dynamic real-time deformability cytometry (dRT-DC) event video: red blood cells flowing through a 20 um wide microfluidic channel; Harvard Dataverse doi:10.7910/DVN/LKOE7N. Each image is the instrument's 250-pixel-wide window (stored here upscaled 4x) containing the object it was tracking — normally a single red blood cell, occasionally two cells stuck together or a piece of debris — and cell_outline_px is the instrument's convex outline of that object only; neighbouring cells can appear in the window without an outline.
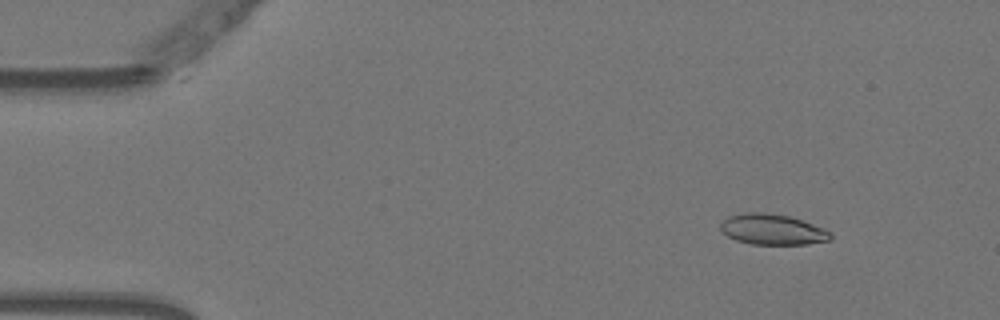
{"species": "Egyptian fruit bat (a non-hibernating species)", "species_latin": "Rousettus aegyptiacus", "temperature_condition": "warm", "stored_images_in_passage": 53, "camera_frame_rate_fps": 3000, "um_per_image_px": 0.085, "animal": {"sex": "female"}, "frame": {"image": 1, "passage_image": 5, "time_ms": 1.333, "image_size_px": [1000, 320], "cell_outline_px": [[832, 240], [808, 244], [752, 244], [736, 240], [728, 236], [720, 228], [720, 224], [728, 216], [744, 212], [764, 212], [788, 216], [824, 228], [832, 232]], "centroid_in_image_um": [65.68, 19.5], "position_along_channel_um": 19.3, "area_um2": 19.59}}
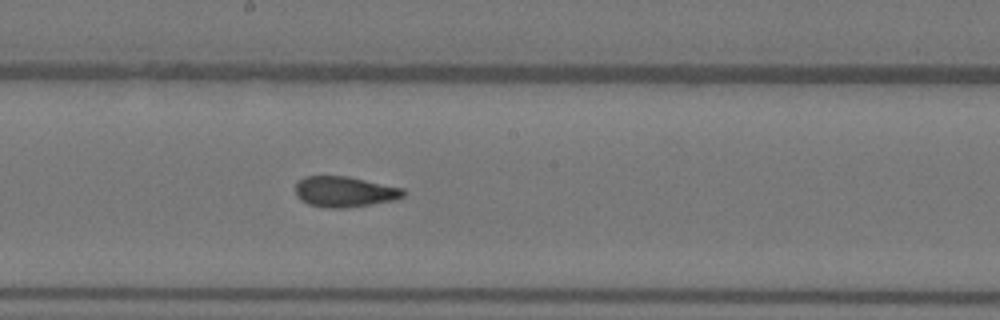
{"frame": {"image": 2, "passage_image": 28, "time_ms": 9.0, "image_size_px": [1000, 320], "cell_outline_px": [[404, 196], [396, 200], [348, 208], [324, 208], [308, 204], [300, 200], [296, 196], [296, 180], [304, 176], [348, 176], [404, 188]], "centroid_in_image_um": [29.27, 16.3], "position_along_channel_um": 218.9, "area_um2": 19.59}}
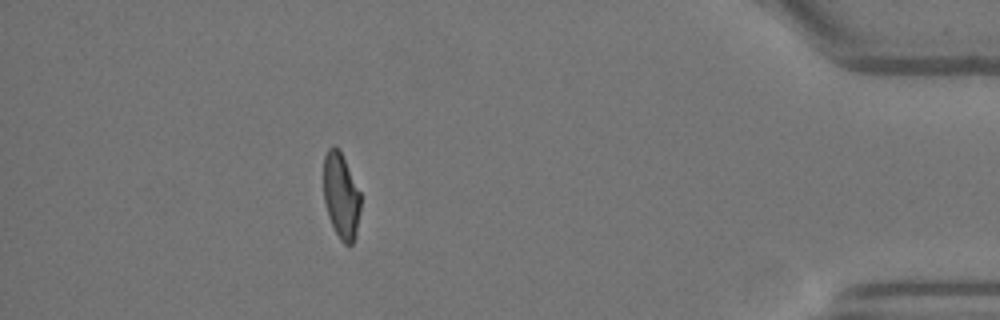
{"frame": {"image": 3, "passage_image": 47, "time_ms": 15.333, "image_size_px": [1000, 320], "cell_outline_px": [[360, 208], [356, 236], [352, 244], [344, 244], [340, 240], [328, 216], [324, 200], [324, 156], [328, 148], [332, 144], [340, 148], [360, 192]], "centroid_in_image_um": [28.99, 16.6], "position_along_channel_um": 406.2, "area_um2": 18.61}, "authors_computed_cell_mechanics": {"area_um2": 19.8254, "velocity_mm_per_s": 3.7576, "shape_relaxation_time_tau1_ms": null, "shape_relaxation_time_tau2_ms": 1.2678, "deformation_change_tau1": null, "deformation_change_tau2": 0.0742}}